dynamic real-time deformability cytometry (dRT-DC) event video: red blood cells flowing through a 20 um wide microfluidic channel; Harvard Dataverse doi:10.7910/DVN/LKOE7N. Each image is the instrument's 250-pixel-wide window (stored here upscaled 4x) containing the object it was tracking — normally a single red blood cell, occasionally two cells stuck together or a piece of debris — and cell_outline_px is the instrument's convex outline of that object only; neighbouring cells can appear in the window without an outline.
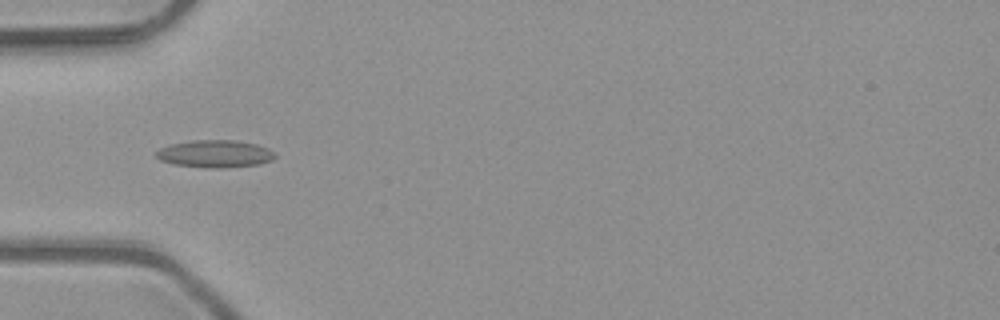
{"species": "common noctule bat (a hibernating species)", "species_latin": "Nyctalus noctula", "temperature_condition": "room temperature", "stored_images_in_passage": 1, "camera_frame_rate_fps": 3000, "um_per_image_px": 0.085, "animal": {"sex": "male", "body_mass_g": 23.1, "forearm_length_mm": 52.7}, "frame": {"image": 1, "passage_image": 1, "time_ms": 0.0, "image_size_px": [1000, 320], "cell_outline_px": [[276, 156], [272, 160], [260, 164], [220, 168], [208, 168], [172, 164], [160, 160], [156, 156], [156, 152], [160, 148], [172, 144], [192, 140], [236, 140], [256, 144], [268, 148], [276, 152]], "centroid_in_image_um": [18.3, 13.07], "position_along_channel_um": 66.7, "area_um2": 19.07}}